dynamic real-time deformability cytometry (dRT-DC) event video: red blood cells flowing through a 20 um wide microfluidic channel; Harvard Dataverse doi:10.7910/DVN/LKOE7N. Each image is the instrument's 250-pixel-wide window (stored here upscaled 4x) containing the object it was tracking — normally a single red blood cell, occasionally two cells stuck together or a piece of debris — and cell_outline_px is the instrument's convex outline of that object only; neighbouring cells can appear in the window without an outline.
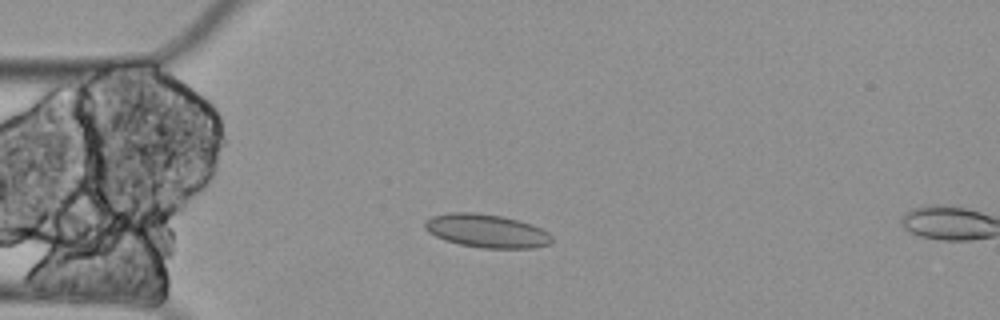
{"species": "Egyptian fruit bat (a non-hibernating species)", "species_latin": "Rousettus aegyptiacus", "temperature_condition": "cold", "stored_images_in_passage": 5, "camera_frame_rate_fps": 3000, "um_per_image_px": 0.085, "animal": {"sex": "female"}, "frame": {"image": 1, "passage_image": 4, "time_ms": 1.0, "image_size_px": [1000, 320], "cell_outline_px": [[552, 244], [536, 248], [484, 248], [460, 244], [444, 240], [428, 232], [424, 228], [424, 220], [432, 216], [452, 212], [476, 212], [500, 216], [532, 224], [548, 232], [552, 236]], "centroid_in_image_um": [41.36, 19.63], "position_along_channel_um": 43.6, "area_um2": 24.8}}